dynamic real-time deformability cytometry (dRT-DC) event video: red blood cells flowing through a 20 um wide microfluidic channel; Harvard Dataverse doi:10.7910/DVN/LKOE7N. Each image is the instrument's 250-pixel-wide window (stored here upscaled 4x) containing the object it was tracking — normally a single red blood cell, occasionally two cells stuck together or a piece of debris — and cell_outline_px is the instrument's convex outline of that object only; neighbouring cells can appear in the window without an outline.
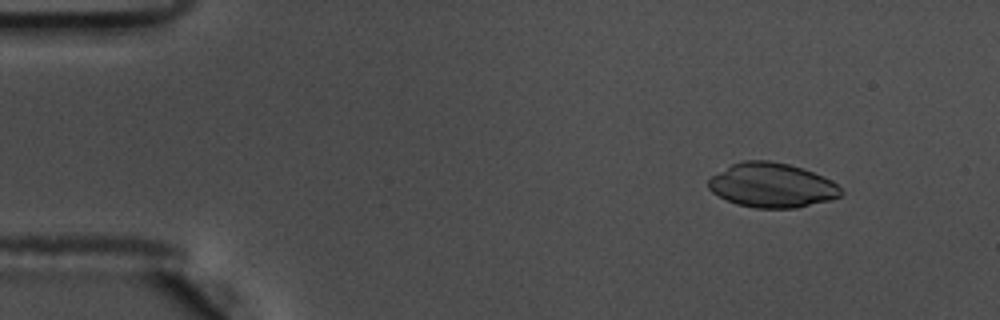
{"species": "common noctule bat (a hibernating species)", "species_latin": "Nyctalus noctula", "temperature_condition": "warm", "stored_images_in_passage": 55, "camera_frame_rate_fps": 3000, "um_per_image_px": 0.085, "animal": {"sex": "male", "body_mass_g": 17.5, "forearm_length_mm": 52.3}, "frame": {"image": 1, "passage_image": 5, "time_ms": 1.333, "image_size_px": [1000, 320], "cell_outline_px": [[844, 192], [840, 196], [832, 200], [796, 208], [756, 208], [736, 204], [712, 192], [708, 188], [708, 180], [712, 176], [732, 164], [744, 160], [768, 160], [788, 164], [812, 172], [832, 180]], "centroid_in_image_um": [65.63, 15.76], "position_along_channel_um": 19.4, "area_um2": 34.22}}